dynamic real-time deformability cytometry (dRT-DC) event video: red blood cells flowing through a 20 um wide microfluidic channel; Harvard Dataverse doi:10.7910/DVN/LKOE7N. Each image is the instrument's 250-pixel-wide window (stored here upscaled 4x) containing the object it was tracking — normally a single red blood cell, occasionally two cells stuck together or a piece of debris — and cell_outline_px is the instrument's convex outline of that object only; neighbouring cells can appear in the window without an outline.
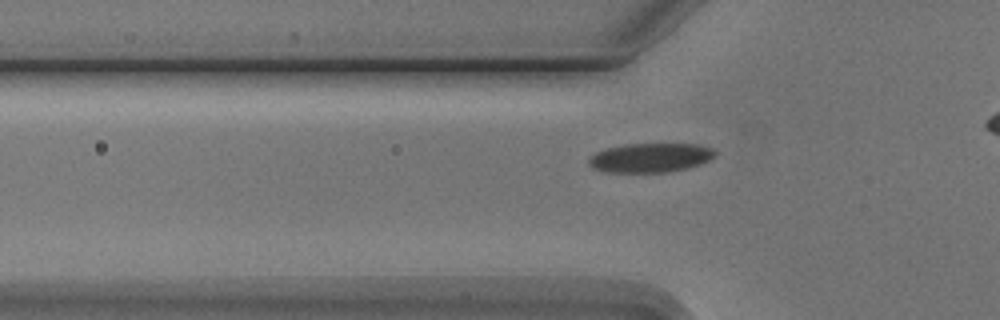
{"species": "Egyptian fruit bat (a non-hibernating species)", "species_latin": "Rousettus aegyptiacus", "temperature_condition": "cold", "stored_images_in_passage": 4, "camera_frame_rate_fps": 3000, "um_per_image_px": 0.085, "animal": {"sex": "male"}, "frame": {"image": 1, "passage_image": 4, "time_ms": 4.667, "image_size_px": [1000, 320], "cell_outline_px": [[716, 156], [700, 164], [688, 168], [668, 172], [608, 172], [592, 168], [588, 164], [588, 160], [596, 152], [604, 148], [624, 144], [696, 144], [712, 148], [716, 152]], "centroid_in_image_um": [55.27, 13.4], "position_along_channel_um": 70.5, "area_um2": 21.56}}